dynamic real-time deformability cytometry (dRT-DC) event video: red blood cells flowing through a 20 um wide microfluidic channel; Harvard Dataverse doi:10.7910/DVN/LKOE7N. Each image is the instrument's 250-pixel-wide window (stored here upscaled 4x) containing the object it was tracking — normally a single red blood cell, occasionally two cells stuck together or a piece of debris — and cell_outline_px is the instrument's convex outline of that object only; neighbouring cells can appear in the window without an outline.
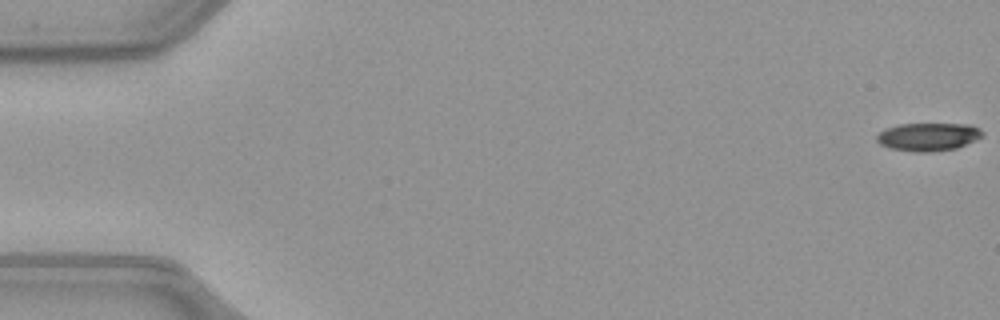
{"species": "common noctule bat (a hibernating species)", "species_latin": "Nyctalus noctula", "temperature_condition": "warm", "stored_images_in_passage": 8, "camera_frame_rate_fps": 3000, "um_per_image_px": 0.085, "animal": {"sex": "female", "body_mass_g": 21.9}, "frame": {"image": 1, "passage_image": 1, "time_ms": 0.0, "image_size_px": [1000, 320], "cell_outline_px": [[984, 136], [976, 140], [956, 148], [932, 152], [916, 152], [888, 148], [880, 144], [876, 140], [876, 136], [884, 128], [900, 124], [972, 124], [980, 128], [984, 132]], "centroid_in_image_um": [78.92, 11.62], "position_along_channel_um": 6.1, "area_um2": 17.51}}